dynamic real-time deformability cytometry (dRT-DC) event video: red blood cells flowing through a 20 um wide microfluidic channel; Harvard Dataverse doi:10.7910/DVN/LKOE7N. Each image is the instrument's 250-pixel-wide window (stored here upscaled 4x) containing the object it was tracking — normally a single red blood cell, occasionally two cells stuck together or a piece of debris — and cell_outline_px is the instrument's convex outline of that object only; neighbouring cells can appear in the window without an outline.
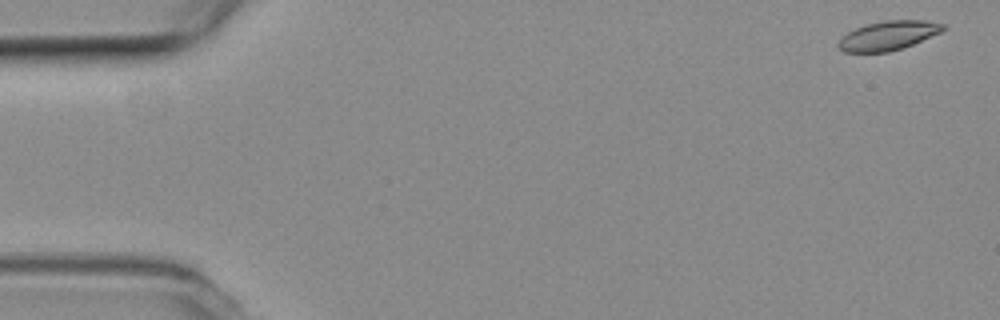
{"species": "common noctule bat (a hibernating species)", "species_latin": "Nyctalus noctula", "temperature_condition": "room temperature", "stored_images_in_passage": 7, "camera_frame_rate_fps": 3000, "um_per_image_px": 0.085, "animal": {"sex": "female", "body_mass_g": 19.3, "forearm_length_mm": 54.1}, "frame": {"image": 1, "passage_image": 1, "time_ms": 0.0, "image_size_px": [1000, 320], "cell_outline_px": [[948, 28], [940, 32], [912, 44], [888, 52], [844, 52], [836, 44], [848, 32], [864, 24], [884, 20], [924, 20], [944, 24]], "centroid_in_image_um": [75.5, 3.01], "position_along_channel_um": 9.5, "area_um2": 17.63}}